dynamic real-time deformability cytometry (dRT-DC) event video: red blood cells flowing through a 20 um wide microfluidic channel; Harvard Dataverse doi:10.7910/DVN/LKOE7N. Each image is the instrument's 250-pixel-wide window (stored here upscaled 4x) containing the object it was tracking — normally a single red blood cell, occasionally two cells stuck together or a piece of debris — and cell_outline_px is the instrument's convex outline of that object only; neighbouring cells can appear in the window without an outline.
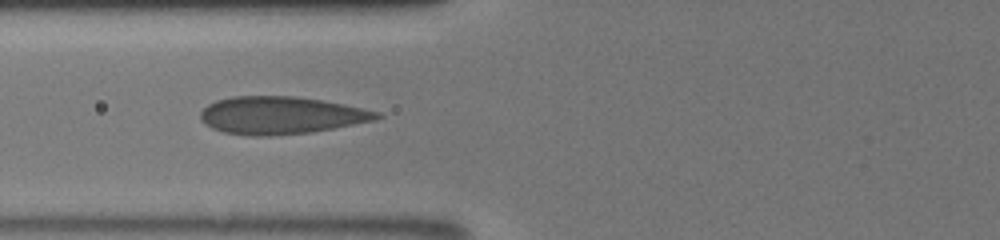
{"species": "human", "species_latin": "Homo sapiens", "temperature_condition": "room temperature", "stored_images_in_passage": 42, "camera_frame_rate_fps": 3000, "um_per_image_px": 0.085, "donor": {"sex": "male"}, "frame": {"image": 1, "passage_image": 20, "time_ms": 8.0, "image_size_px": [1000, 240], "cell_outline_px": [[384, 116], [376, 120], [312, 132], [268, 136], [248, 136], [224, 132], [212, 128], [204, 124], [200, 120], [200, 112], [208, 104], [216, 100], [232, 96], [296, 96], [344, 104], [380, 112]], "centroid_in_image_um": [23.86, 9.8], "position_along_channel_um": 101.9, "area_um2": 38.73}}
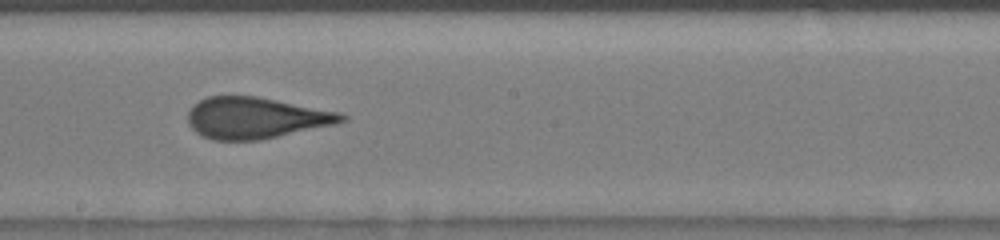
{"frame": {"image": 2, "passage_image": 28, "time_ms": 11.0, "image_size_px": [1000, 240], "cell_outline_px": [[348, 120], [336, 124], [260, 140], [212, 140], [200, 136], [188, 124], [188, 112], [192, 104], [208, 96], [256, 96], [340, 112], [348, 116]], "centroid_in_image_um": [21.73, 10.02], "position_along_channel_um": 226.5, "area_um2": 37.17}}
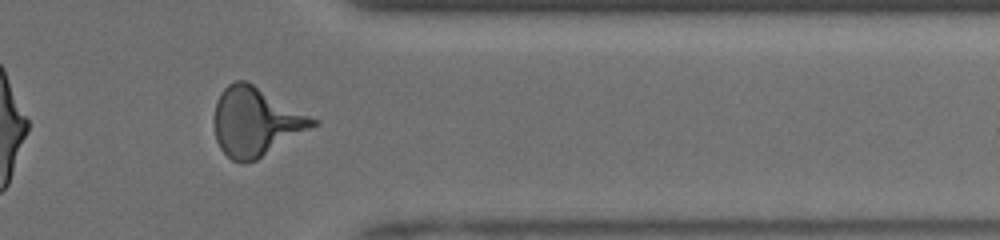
{"frame": {"image": 3, "passage_image": 38, "time_ms": 15.0, "image_size_px": [1000, 240], "cell_outline_px": [[320, 124], [256, 160], [244, 164], [232, 160], [220, 148], [216, 140], [212, 120], [216, 100], [220, 92], [228, 84], [236, 80], [244, 80], [252, 84], [320, 120]], "centroid_in_image_um": [21.73, 10.36], "position_along_channel_um": 389.7, "area_um2": 39.77}, "authors_computed_cell_mechanics": {"area_um2": 37.7723, "velocity_mm_per_s": 4.1521, "shape_relaxation_time_tau1_ms": null, "shape_relaxation_time_tau2_ms": 0.7576, "deformation_change_tau1": null, "deformation_change_tau2": 0.0476}}